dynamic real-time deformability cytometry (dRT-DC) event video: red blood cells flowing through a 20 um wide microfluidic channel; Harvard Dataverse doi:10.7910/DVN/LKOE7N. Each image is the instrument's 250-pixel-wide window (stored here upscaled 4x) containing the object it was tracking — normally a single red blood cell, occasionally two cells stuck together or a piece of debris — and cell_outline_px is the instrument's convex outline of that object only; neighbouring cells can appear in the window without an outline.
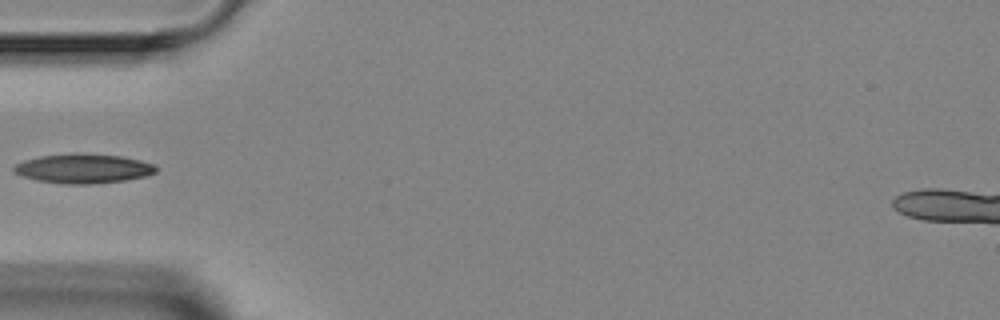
{"species": "Egyptian fruit bat (a non-hibernating species)", "species_latin": "Rousettus aegyptiacus", "temperature_condition": "room temperature", "stored_images_in_passage": 4, "camera_frame_rate_fps": 3000, "um_per_image_px": 0.085, "animal": {"sex": "female"}, "frame": {"image": 1, "passage_image": 4, "time_ms": 3.333, "image_size_px": [1000, 320], "cell_outline_px": [[156, 172], [144, 176], [124, 180], [88, 184], [68, 184], [36, 180], [12, 172], [12, 168], [16, 164], [24, 160], [40, 156], [76, 152], [120, 156], [140, 160], [152, 164], [156, 168]], "centroid_in_image_um": [7.03, 14.31], "position_along_channel_um": 78.0, "area_um2": 24.22}}